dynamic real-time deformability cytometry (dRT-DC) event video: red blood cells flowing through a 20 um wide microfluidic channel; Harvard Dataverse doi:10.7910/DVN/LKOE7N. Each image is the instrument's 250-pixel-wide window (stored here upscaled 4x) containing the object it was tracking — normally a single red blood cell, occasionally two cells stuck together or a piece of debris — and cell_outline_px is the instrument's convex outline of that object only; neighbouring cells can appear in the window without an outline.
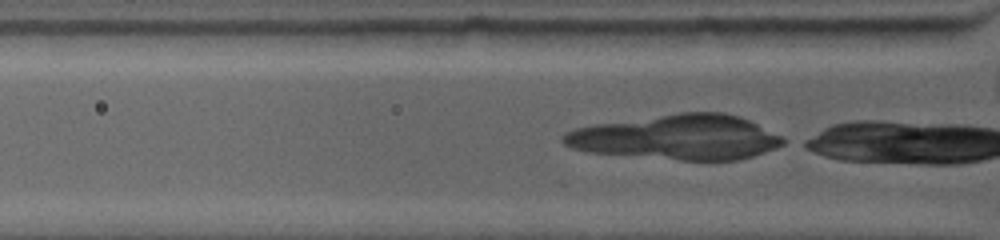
{"species": "common noctule bat (a hibernating species)", "species_latin": "Nyctalus noctula", "temperature_condition": "warm", "stored_images_in_passage": 2, "camera_frame_rate_fps": 4500, "um_per_image_px": 0.085, "animal": {"sex": "female", "body_mass_g": 19.0, "forearm_length_mm": 53.3}, "frame": {"image": 1, "passage_image": 2, "time_ms": 1.111, "image_size_px": [1000, 240], "cell_outline_px": [[956, 28], [948, 36], [936, 44], [828, 44], [820, 32], [820, 28]], "centroid_in_image_um": [75.23, 3.03], "position_along_channel_um": 50.6, "area_um2": 14.33}}